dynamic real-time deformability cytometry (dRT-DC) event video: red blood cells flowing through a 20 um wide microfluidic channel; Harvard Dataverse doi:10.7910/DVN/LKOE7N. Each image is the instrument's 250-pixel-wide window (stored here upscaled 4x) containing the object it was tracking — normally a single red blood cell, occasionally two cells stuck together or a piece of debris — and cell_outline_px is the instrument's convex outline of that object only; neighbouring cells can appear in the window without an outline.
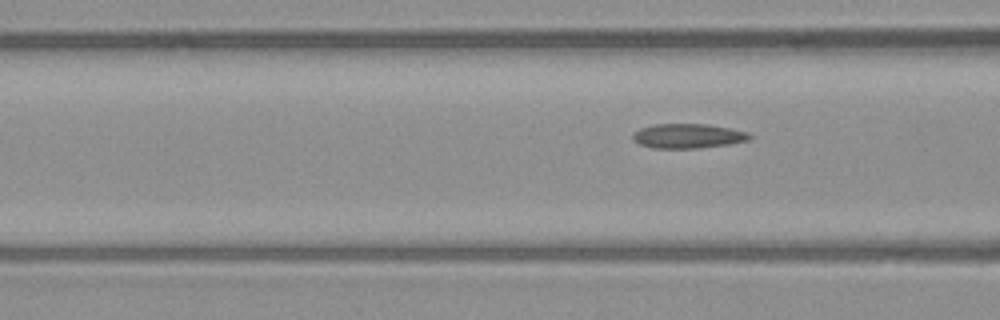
{"species": "common noctule bat (a hibernating species)", "species_latin": "Nyctalus noctula", "temperature_condition": "warm", "stored_images_in_passage": 5, "camera_frame_rate_fps": 3000, "um_per_image_px": 0.085, "animal": {"sex": "male", "body_mass_g": 23.1, "forearm_length_mm": 52.7}, "frame": {"image": 1, "passage_image": 4, "time_ms": 1.0, "image_size_px": [1000, 320], "cell_outline_px": [[752, 136], [748, 140], [728, 144], [696, 148], [652, 148], [640, 144], [632, 140], [632, 132], [640, 128], [652, 124], [708, 124], [732, 128], [748, 132]], "centroid_in_image_um": [58.44, 11.55], "position_along_channel_um": 108.2, "area_um2": 16.82}}